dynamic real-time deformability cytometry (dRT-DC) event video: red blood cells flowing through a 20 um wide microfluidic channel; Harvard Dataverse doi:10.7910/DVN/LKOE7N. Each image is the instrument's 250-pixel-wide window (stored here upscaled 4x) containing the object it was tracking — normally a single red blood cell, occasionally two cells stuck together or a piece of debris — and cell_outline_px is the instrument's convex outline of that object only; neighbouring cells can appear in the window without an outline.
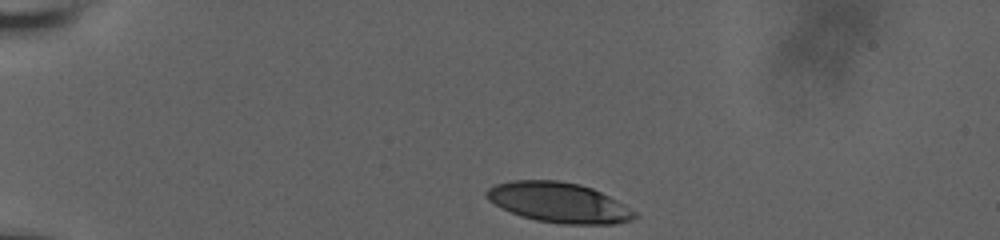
{"species": "human", "species_latin": "Homo sapiens", "temperature_condition": "room temperature", "stored_images_in_passage": 8, "camera_frame_rate_fps": 3000, "um_per_image_px": 0.085, "donor": {"sex": "male"}, "frame": {"image": 1, "passage_image": 1, "time_ms": 0.0, "image_size_px": [1000, 240], "cell_outline_px": [[640, 216], [632, 220], [616, 224], [560, 224], [536, 220], [520, 216], [500, 208], [488, 200], [484, 196], [484, 192], [488, 188], [496, 184], [512, 180], [560, 180], [580, 184], [592, 188], [624, 204], [636, 212]], "centroid_in_image_um": [47.48, 17.22], "position_along_channel_um": 37.5, "area_um2": 34.97}}
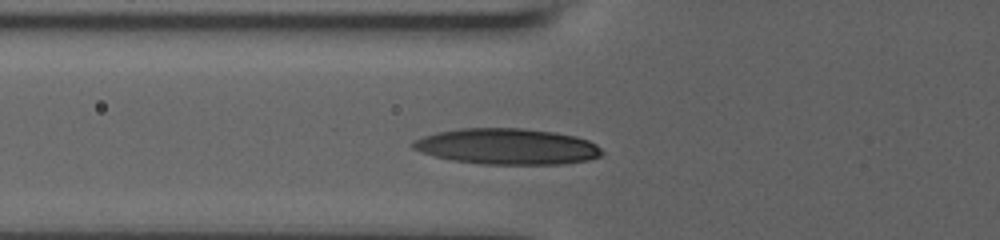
{"frame": {"image": 2, "passage_image": 7, "time_ms": 3.0, "image_size_px": [1000, 240], "cell_outline_px": [[604, 156], [588, 160], [560, 164], [480, 164], [452, 160], [420, 152], [412, 148], [412, 140], [436, 132], [460, 128], [520, 128], [556, 132], [576, 136], [588, 140], [596, 144], [604, 152]], "centroid_in_image_um": [43.12, 12.45], "position_along_channel_um": 82.7, "area_um2": 39.82}}